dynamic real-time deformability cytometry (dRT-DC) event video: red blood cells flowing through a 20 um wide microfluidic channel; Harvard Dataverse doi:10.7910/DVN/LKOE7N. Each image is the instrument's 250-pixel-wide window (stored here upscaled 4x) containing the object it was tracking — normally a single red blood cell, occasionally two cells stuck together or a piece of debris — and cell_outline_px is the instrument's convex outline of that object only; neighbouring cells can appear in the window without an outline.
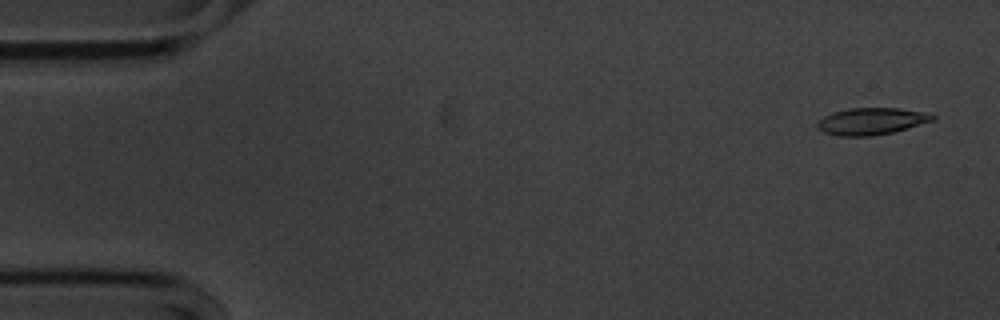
{"species": "common noctule bat (a hibernating species)", "species_latin": "Nyctalus noctula", "temperature_condition": "cold", "stored_images_in_passage": 56, "camera_frame_rate_fps": 3000, "um_per_image_px": 0.085, "animal": {"sex": "male", "body_mass_g": 20.1, "forearm_length_mm": 53.5}, "frame": {"image": 1, "passage_image": 3, "time_ms": 0.667, "image_size_px": [1000, 320], "cell_outline_px": [[936, 120], [908, 128], [892, 132], [872, 136], [840, 136], [824, 132], [816, 128], [816, 124], [824, 116], [832, 112], [848, 108], [900, 108], [920, 112], [936, 116]], "centroid_in_image_um": [74.05, 10.31], "position_along_channel_um": 11.0, "area_um2": 18.03}}
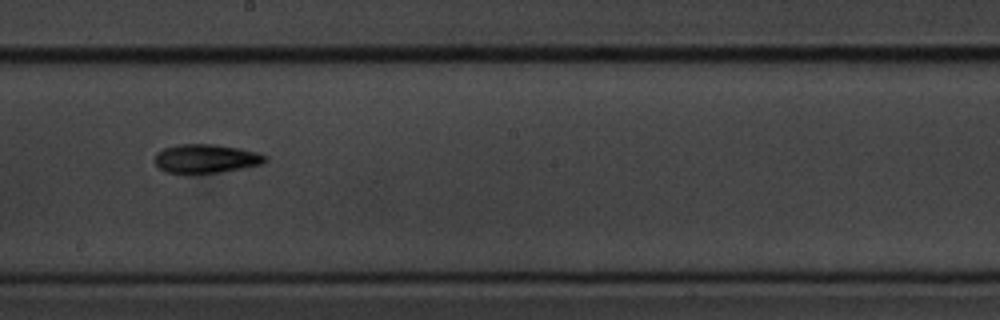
{"frame": {"image": 2, "passage_image": 31, "time_ms": 10.0, "image_size_px": [1000, 320], "cell_outline_px": [[268, 160], [264, 164], [220, 172], [188, 176], [164, 172], [156, 164], [156, 152], [164, 148], [180, 144], [216, 144], [240, 148], [256, 152], [268, 156]], "centroid_in_image_um": [17.51, 13.52], "position_along_channel_um": 230.7, "area_um2": 19.19}}
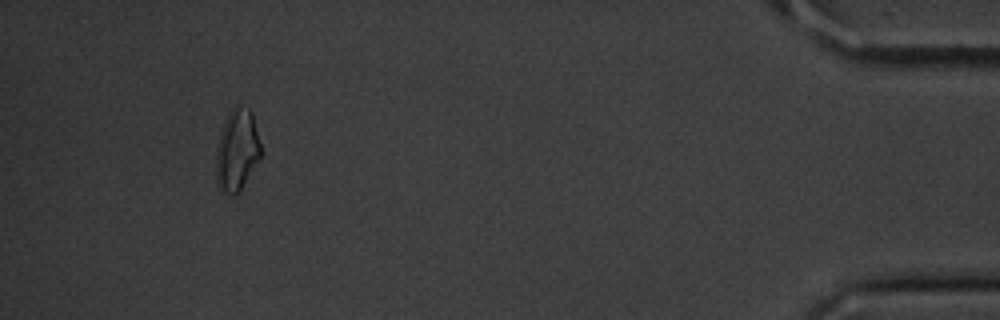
{"frame": {"image": 3, "passage_image": 52, "time_ms": 17.0, "image_size_px": [1000, 320], "cell_outline_px": [[264, 152], [240, 192], [232, 196], [220, 192], [216, 180], [216, 152], [220, 132], [224, 120], [228, 112], [236, 104], [248, 108], [252, 112]], "centroid_in_image_um": [20.17, 12.78], "position_along_channel_um": 415.0, "area_um2": 22.08}, "authors_computed_cell_mechanics": {"area_um2": 18.207, "velocity_mm_per_s": 3.5838, "shape_relaxation_time_tau1_ms": 3.3072, "shape_relaxation_time_tau2_ms": null, "deformation_change_tau1": 0.1162, "deformation_change_tau2": null}}